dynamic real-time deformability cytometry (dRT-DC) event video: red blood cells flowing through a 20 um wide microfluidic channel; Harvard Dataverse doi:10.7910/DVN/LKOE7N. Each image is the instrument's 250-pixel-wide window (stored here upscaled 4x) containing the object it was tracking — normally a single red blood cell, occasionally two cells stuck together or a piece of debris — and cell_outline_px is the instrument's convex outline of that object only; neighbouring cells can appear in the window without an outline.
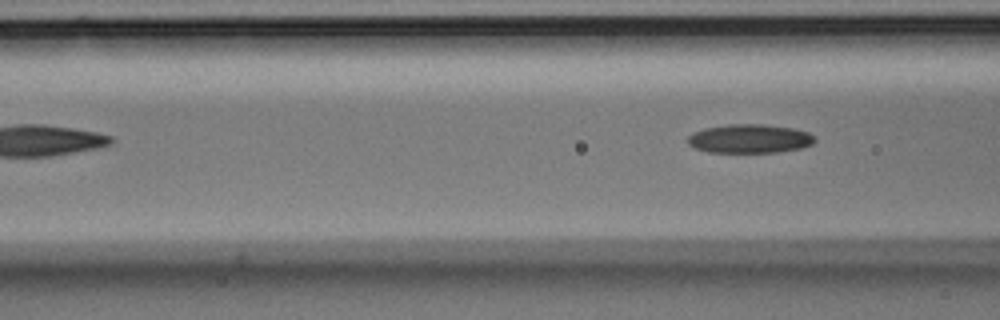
{"species": "Egyptian fruit bat (a non-hibernating species)", "species_latin": "Rousettus aegyptiacus", "temperature_condition": "room temperature", "stored_images_in_passage": 6, "segment_of_instrument_passage": [2, 2], "camera_frame_rate_fps": 3000, "um_per_image_px": 0.085, "animal": {"sex": "male"}, "frame": {"image": 1, "passage_image": 6, "time_ms": 1.667, "image_size_px": [1000, 320], "cell_outline_px": [[816, 140], [812, 144], [800, 148], [780, 152], [708, 152], [692, 148], [688, 144], [688, 136], [692, 132], [704, 128], [728, 124], [760, 124], [792, 128], [808, 132], [816, 136]], "centroid_in_image_um": [63.69, 11.79], "position_along_channel_um": 102.9, "area_um2": 21.5}}